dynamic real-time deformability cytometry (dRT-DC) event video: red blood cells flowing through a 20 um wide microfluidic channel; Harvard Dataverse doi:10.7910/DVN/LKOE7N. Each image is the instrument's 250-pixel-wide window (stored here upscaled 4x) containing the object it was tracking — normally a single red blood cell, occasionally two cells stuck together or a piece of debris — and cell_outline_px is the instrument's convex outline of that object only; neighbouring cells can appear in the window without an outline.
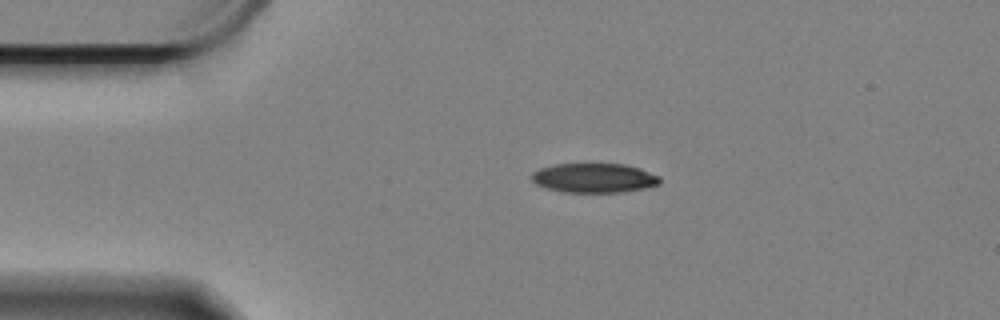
{"species": "Egyptian fruit bat (a non-hibernating species)", "species_latin": "Rousettus aegyptiacus", "temperature_condition": "cold", "stored_images_in_passage": 49, "camera_frame_rate_fps": 3000, "um_per_image_px": 0.085, "animal": {"sex": "female"}, "frame": {"image": 1, "passage_image": 1, "time_ms": 0.0, "image_size_px": [1000, 320], "cell_outline_px": [[660, 184], [644, 188], [620, 192], [564, 192], [548, 188], [536, 184], [532, 180], [532, 172], [540, 168], [556, 164], [624, 164], [640, 168], [660, 176]], "centroid_in_image_um": [50.51, 15.12], "position_along_channel_um": 34.5, "area_um2": 21.85}}
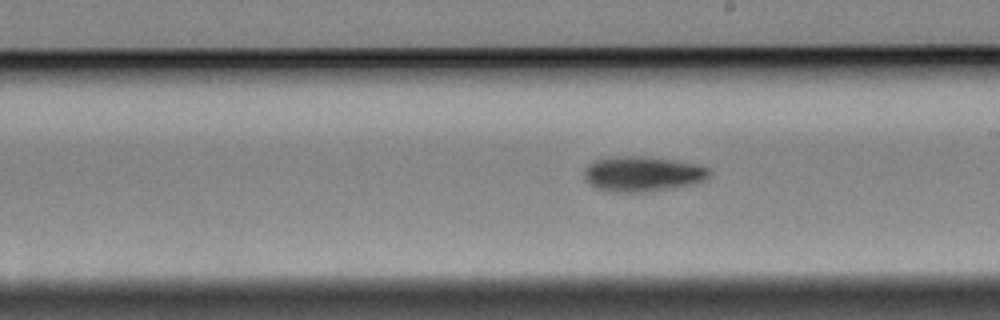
{"frame": {"image": 2, "passage_image": 22, "time_ms": 7.0, "image_size_px": [1000, 320], "cell_outline_px": [[708, 176], [704, 180], [692, 184], [672, 188], [648, 192], [608, 192], [596, 188], [588, 184], [584, 180], [584, 168], [592, 160], [624, 156], [644, 156], [672, 160], [696, 164], [708, 168]], "centroid_in_image_um": [54.54, 14.79], "position_along_channel_um": 234.5, "area_um2": 25.72}}
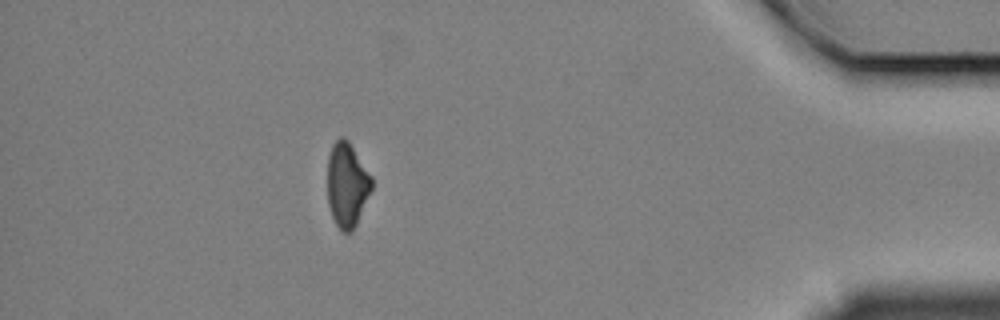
{"frame": {"image": 3, "passage_image": 42, "time_ms": 13.667, "image_size_px": [1000, 320], "cell_outline_px": [[372, 188], [356, 224], [352, 232], [344, 232], [336, 224], [332, 216], [328, 204], [328, 156], [332, 144], [340, 136], [344, 136], [348, 140], [372, 176]], "centroid_in_image_um": [29.49, 15.67], "position_along_channel_um": 405.7, "area_um2": 21.68}, "authors_computed_cell_mechanics": {"area_um2": 23.698, "velocity_mm_per_s": 3.3226, "shape_relaxation_time_tau1_ms": 3.8332, "shape_relaxation_time_tau2_ms": null, "deformation_change_tau1": 0.1056, "deformation_change_tau2": null}}